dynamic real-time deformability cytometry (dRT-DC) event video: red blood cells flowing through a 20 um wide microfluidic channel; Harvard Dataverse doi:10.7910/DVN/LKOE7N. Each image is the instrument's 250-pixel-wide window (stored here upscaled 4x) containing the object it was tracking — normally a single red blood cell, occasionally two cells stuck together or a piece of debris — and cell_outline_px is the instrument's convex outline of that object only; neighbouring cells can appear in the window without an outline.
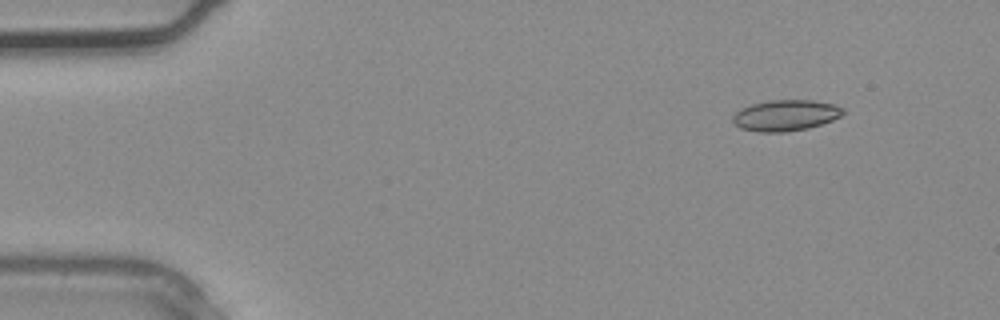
{"species": "common noctule bat (a hibernating species)", "species_latin": "Nyctalus noctula", "temperature_condition": "warm", "stored_images_in_passage": 4, "camera_frame_rate_fps": 3000, "um_per_image_px": 0.085, "animal": {"sex": "male", "body_mass_g": 20.4}, "frame": {"image": 1, "passage_image": 1, "time_ms": 0.0, "image_size_px": [1000, 320], "cell_outline_px": [[844, 112], [840, 116], [832, 120], [808, 128], [784, 132], [760, 132], [740, 128], [732, 120], [732, 116], [740, 108], [752, 104], [768, 100], [812, 100], [836, 104], [844, 108]], "centroid_in_image_um": [66.77, 9.79], "position_along_channel_um": 18.2, "area_um2": 19.94}}
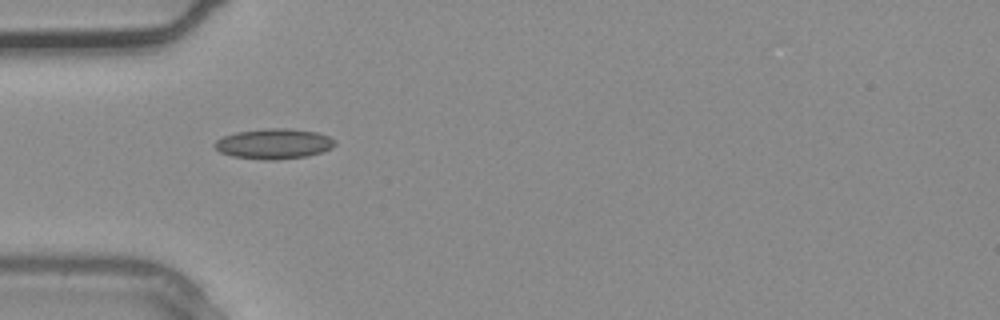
{"frame": {"image": 2, "passage_image": 3, "time_ms": 0.667, "image_size_px": [1000, 320], "cell_outline_px": [[336, 144], [332, 148], [308, 156], [276, 160], [264, 160], [232, 156], [220, 152], [212, 144], [216, 140], [224, 136], [236, 132], [268, 128], [288, 128], [316, 132], [328, 136], [336, 140]], "centroid_in_image_um": [23.28, 12.22], "position_along_channel_um": 61.7, "area_um2": 21.27}}
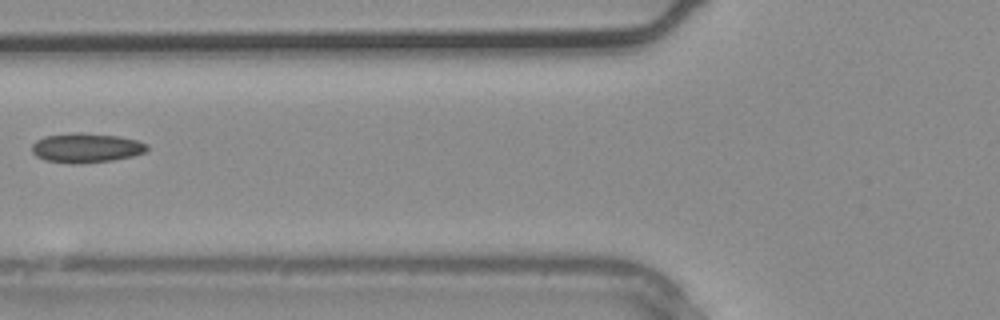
{"frame": {"image": 3, "passage_image": 4, "time_ms": 1.0, "image_size_px": [1000, 320], "cell_outline_px": [[148, 148], [144, 152], [132, 156], [112, 160], [76, 164], [72, 164], [44, 160], [36, 156], [32, 152], [32, 144], [36, 140], [44, 136], [72, 132], [80, 132], [120, 136], [136, 140], [148, 144]], "centroid_in_image_um": [7.29, 12.56], "position_along_channel_um": 118.5, "area_um2": 19.94}}